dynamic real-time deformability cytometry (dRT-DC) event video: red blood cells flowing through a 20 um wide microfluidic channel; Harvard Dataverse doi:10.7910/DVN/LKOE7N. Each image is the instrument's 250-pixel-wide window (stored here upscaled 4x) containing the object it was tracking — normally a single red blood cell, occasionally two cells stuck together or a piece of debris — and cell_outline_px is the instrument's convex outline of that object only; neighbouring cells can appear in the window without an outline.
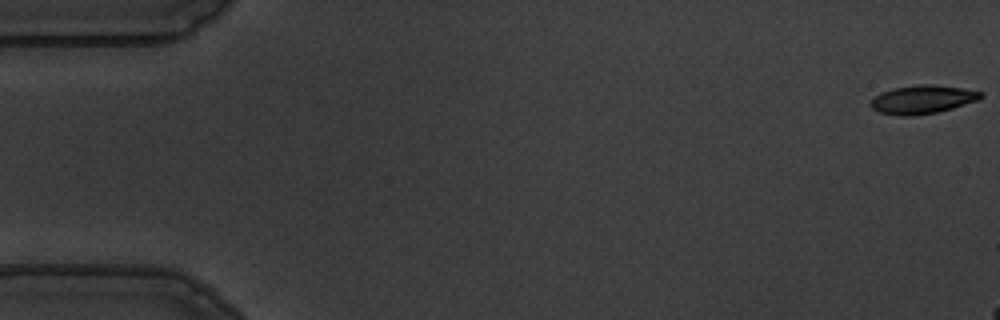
{"species": "common noctule bat (a hibernating species)", "species_latin": "Nyctalus noctula", "temperature_condition": "warm", "stored_images_in_passage": 16, "camera_frame_rate_fps": 3000, "um_per_image_px": 0.085, "animal": {"sex": "male", "body_mass_g": 19.5, "forearm_length_mm": 54.6}, "frame": {"image": 1, "passage_image": 1, "time_ms": 0.0, "image_size_px": [1000, 320], "cell_outline_px": [[984, 96], [980, 100], [952, 108], [936, 112], [912, 116], [900, 116], [880, 112], [872, 108], [868, 104], [880, 92], [892, 88], [916, 84], [932, 84], [960, 88], [984, 92]], "centroid_in_image_um": [78.42, 8.45], "position_along_channel_um": 6.6, "area_um2": 18.38}}
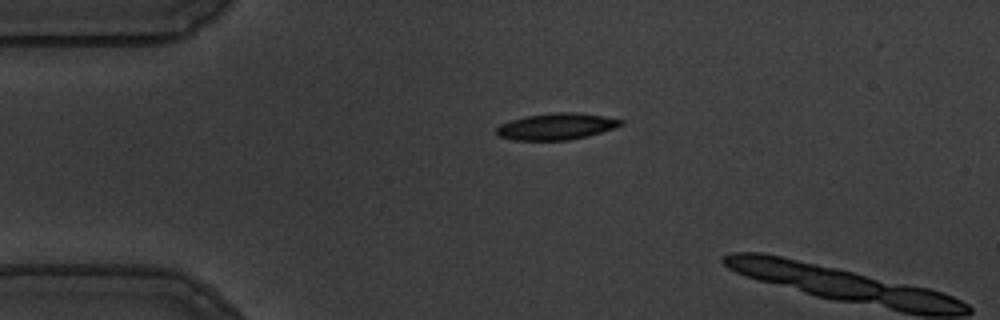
{"frame": {"image": 2, "passage_image": 13, "time_ms": 4.0, "image_size_px": [1000, 320], "cell_outline_px": [[624, 124], [588, 136], [568, 140], [512, 140], [500, 136], [496, 132], [496, 128], [500, 124], [524, 116], [552, 112], [576, 112], [604, 116], [624, 120]], "centroid_in_image_um": [47.28, 10.74], "position_along_channel_um": 37.7, "area_um2": 19.19}}